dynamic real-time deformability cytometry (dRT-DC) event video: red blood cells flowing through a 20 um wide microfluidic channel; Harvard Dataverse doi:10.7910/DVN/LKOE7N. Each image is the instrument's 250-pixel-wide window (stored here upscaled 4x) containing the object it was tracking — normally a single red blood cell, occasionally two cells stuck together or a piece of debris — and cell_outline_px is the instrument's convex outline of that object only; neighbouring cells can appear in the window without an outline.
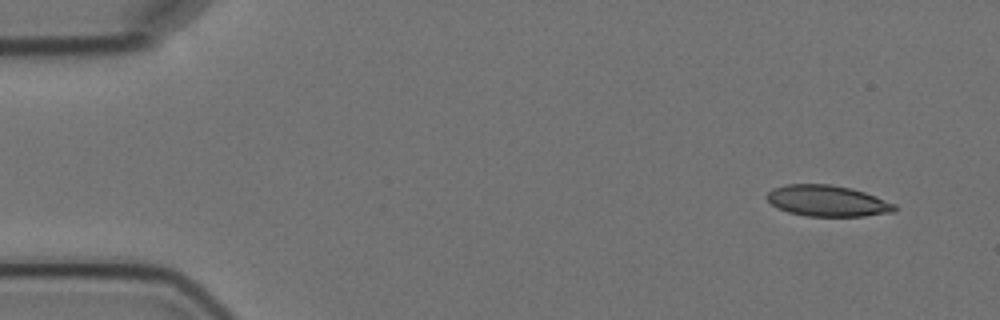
{"species": "Egyptian fruit bat (a non-hibernating species)", "species_latin": "Rousettus aegyptiacus", "temperature_condition": "cold", "stored_images_in_passage": 5, "camera_frame_rate_fps": 3000, "um_per_image_px": 0.085, "animal": {"sex": "female"}, "frame": {"image": 1, "passage_image": 1, "time_ms": 0.0, "image_size_px": [1000, 320], "cell_outline_px": [[896, 212], [864, 216], [808, 216], [788, 212], [776, 208], [764, 196], [772, 188], [788, 184], [828, 184], [852, 188], [876, 196], [896, 204]], "centroid_in_image_um": [70.33, 17.07], "position_along_channel_um": 14.7, "area_um2": 23.29}}